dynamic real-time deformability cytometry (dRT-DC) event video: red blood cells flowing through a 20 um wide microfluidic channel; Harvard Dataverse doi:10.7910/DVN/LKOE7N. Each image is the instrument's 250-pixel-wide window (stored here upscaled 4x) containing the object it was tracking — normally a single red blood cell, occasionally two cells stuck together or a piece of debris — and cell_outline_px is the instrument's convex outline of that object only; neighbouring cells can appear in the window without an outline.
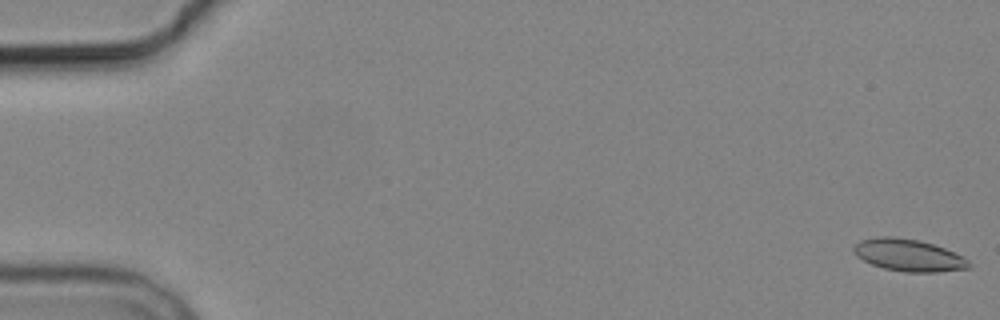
{"species": "common noctule bat (a hibernating species)", "species_latin": "Nyctalus noctula", "temperature_condition": "cold", "stored_images_in_passage": 5, "segment_of_instrument_passage": [2, 2], "camera_frame_rate_fps": 3000, "um_per_image_px": 0.085, "animal": {"sex": "male", "body_mass_g": 19.2, "forearm_length_mm": 51.8}, "frame": {"image": 1, "passage_image": 5, "time_ms": 6.0, "image_size_px": [1000, 320], "cell_outline_px": [[972, 268], [936, 272], [904, 272], [884, 268], [872, 264], [856, 256], [852, 252], [852, 248], [860, 240], [876, 236], [892, 236], [916, 240], [932, 244], [944, 248], [964, 256], [972, 264]], "centroid_in_image_um": [77.23, 21.69], "position_along_channel_um": 7.8, "area_um2": 21.68}}